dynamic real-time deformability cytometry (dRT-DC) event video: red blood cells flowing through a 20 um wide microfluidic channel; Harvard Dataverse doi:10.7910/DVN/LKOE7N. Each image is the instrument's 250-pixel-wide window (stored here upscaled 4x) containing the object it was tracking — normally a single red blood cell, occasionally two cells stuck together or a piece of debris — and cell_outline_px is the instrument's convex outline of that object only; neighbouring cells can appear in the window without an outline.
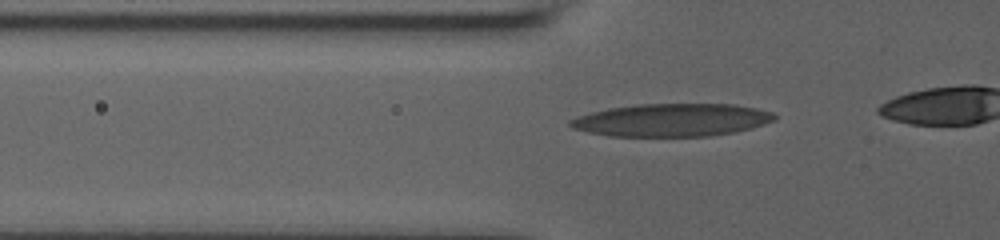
{"species": "human", "species_latin": "Homo sapiens", "temperature_condition": "room temperature", "stored_images_in_passage": 15, "segment_of_instrument_passage": [1, 2], "camera_frame_rate_fps": 3000, "um_per_image_px": 0.085, "donor": {"sex": "male"}, "frame": {"image": 1, "passage_image": 9, "time_ms": 2.667, "image_size_px": [1000, 240], "cell_outline_px": [[776, 120], [752, 128], [736, 132], [708, 136], [608, 136], [588, 132], [572, 128], [568, 124], [568, 120], [576, 116], [608, 108], [636, 104], [732, 104], [756, 108], [772, 112], [776, 116]], "centroid_in_image_um": [57.09, 10.2], "position_along_channel_um": 68.7, "area_um2": 39.25}}
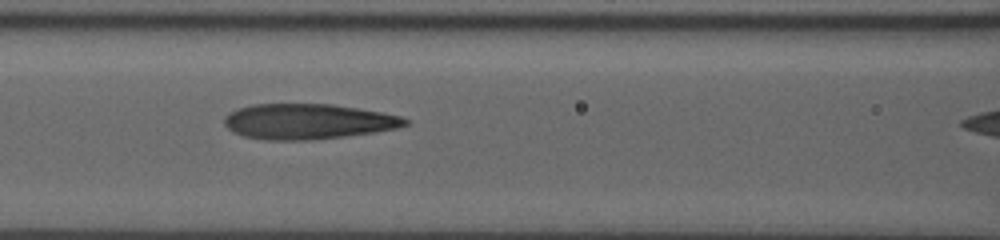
{"frame": {"image": 2, "passage_image": 12, "time_ms": 3.667, "image_size_px": [1000, 240], "cell_outline_px": [[412, 120], [408, 124], [396, 128], [372, 132], [344, 136], [312, 140], [264, 140], [244, 136], [232, 132], [224, 124], [224, 116], [240, 108], [252, 104], [332, 104], [384, 112], [400, 116]], "centroid_in_image_um": [26.18, 10.32], "position_along_channel_um": 140.4, "area_um2": 37.28}}
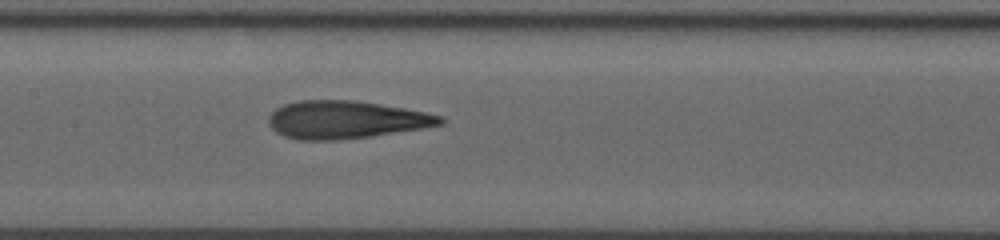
{"frame": {"image": 3, "passage_image": 14, "time_ms": 4.333, "image_size_px": [1000, 240], "cell_outline_px": [[444, 124], [424, 128], [368, 136], [336, 140], [300, 140], [284, 136], [276, 132], [268, 124], [268, 116], [276, 108], [284, 104], [300, 100], [352, 100], [380, 104], [404, 108], [444, 116]], "centroid_in_image_um": [29.38, 10.17], "position_along_channel_um": 178.0, "area_um2": 37.69}}